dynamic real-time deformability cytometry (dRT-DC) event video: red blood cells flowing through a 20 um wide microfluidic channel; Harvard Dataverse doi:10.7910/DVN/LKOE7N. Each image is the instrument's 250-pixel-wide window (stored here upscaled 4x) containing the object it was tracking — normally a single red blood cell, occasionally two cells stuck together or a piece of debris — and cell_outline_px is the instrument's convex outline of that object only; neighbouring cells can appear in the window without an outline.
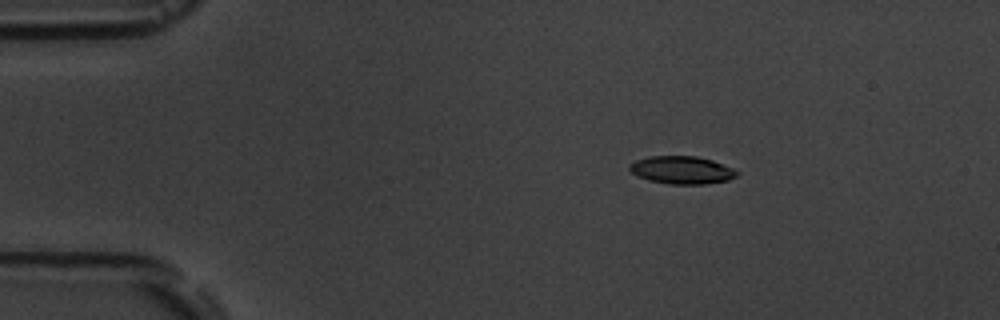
{"species": "common noctule bat (a hibernating species)", "species_latin": "Nyctalus noctula", "temperature_condition": "room temperature", "stored_images_in_passage": 5, "segment_of_instrument_passage": [1, 2], "camera_frame_rate_fps": 3000, "um_per_image_px": 0.085, "animal": {"sex": "male", "body_mass_g": 19.5, "forearm_length_mm": 54.6}, "frame": {"image": 1, "passage_image": 2, "time_ms": 2.0, "image_size_px": [1000, 320], "cell_outline_px": [[740, 172], [736, 176], [728, 180], [704, 184], [672, 184], [648, 180], [632, 172], [628, 168], [628, 164], [636, 160], [648, 156], [696, 156], [712, 160], [732, 168]], "centroid_in_image_um": [57.95, 14.44], "position_along_channel_um": 27.1, "area_um2": 17.28}}